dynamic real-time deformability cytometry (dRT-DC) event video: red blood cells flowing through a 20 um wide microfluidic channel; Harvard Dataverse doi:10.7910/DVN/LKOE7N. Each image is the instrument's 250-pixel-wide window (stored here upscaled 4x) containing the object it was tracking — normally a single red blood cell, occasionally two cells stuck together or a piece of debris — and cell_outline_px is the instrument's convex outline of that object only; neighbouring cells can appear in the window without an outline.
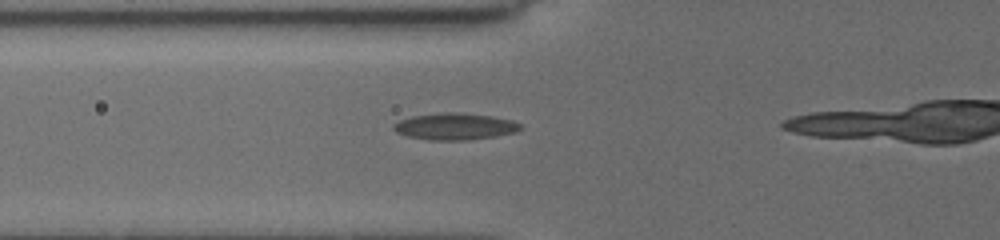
{"species": "common noctule bat (a hibernating species)", "species_latin": "Nyctalus noctula", "temperature_condition": "cold", "stored_images_in_passage": 4, "camera_frame_rate_fps": 3000, "um_per_image_px": 0.085, "animal": {"sex": "female", "body_mass_g": 19.5, "forearm_length_mm": 54.1}, "frame": {"image": 1, "passage_image": 2, "time_ms": 0.333, "image_size_px": [1000, 240], "cell_outline_px": [[520, 128], [512, 132], [496, 136], [468, 140], [428, 140], [408, 136], [396, 132], [392, 128], [392, 124], [400, 120], [412, 116], [448, 112], [492, 116], [512, 120], [520, 124]], "centroid_in_image_um": [38.61, 10.76], "position_along_channel_um": 87.2, "area_um2": 19.42}}